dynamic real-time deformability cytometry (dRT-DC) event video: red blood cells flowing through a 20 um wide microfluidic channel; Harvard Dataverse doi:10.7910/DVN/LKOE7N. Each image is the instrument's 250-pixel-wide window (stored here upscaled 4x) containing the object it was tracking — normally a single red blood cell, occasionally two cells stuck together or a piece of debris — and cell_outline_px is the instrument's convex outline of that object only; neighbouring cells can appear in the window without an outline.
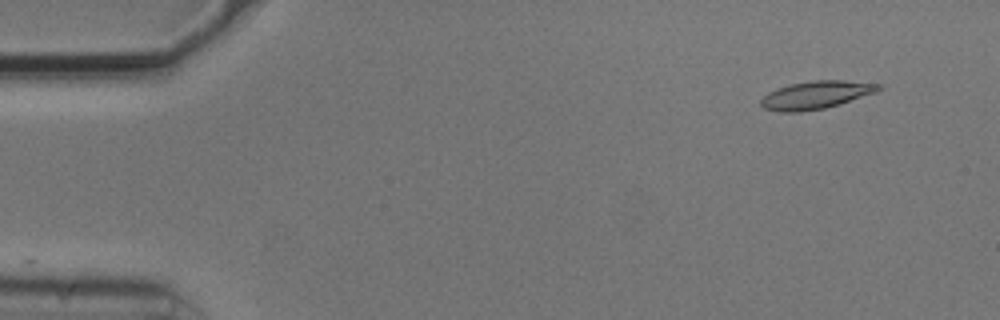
{"species": "common noctule bat (a hibernating species)", "species_latin": "Nyctalus noctula", "temperature_condition": "cold", "stored_images_in_passage": 50, "camera_frame_rate_fps": 3000, "um_per_image_px": 0.085, "animal": {"sex": "male", "body_mass_g": 20.5, "forearm_length_mm": 52.5}, "frame": {"image": 1, "passage_image": 1, "time_ms": 0.0, "image_size_px": [1000, 320], "cell_outline_px": [[884, 88], [876, 92], [824, 108], [800, 112], [780, 112], [764, 108], [760, 104], [760, 100], [768, 92], [776, 88], [788, 84], [812, 80], [844, 80], [884, 84]], "centroid_in_image_um": [69.35, 8.05], "position_along_channel_um": 15.6, "area_um2": 19.19}}
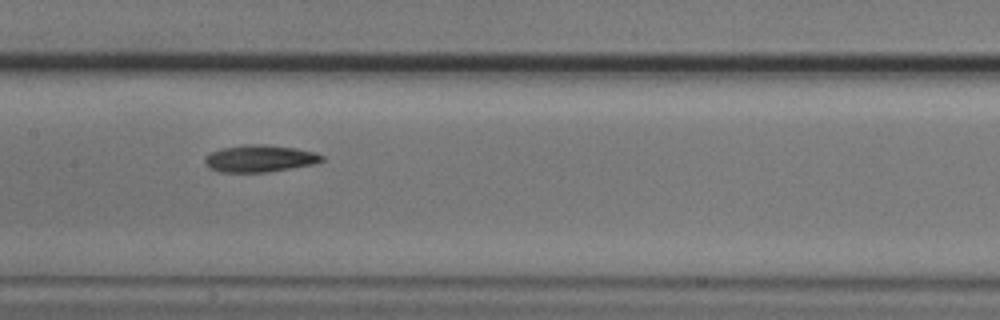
{"frame": {"image": 2, "passage_image": 23, "time_ms": 7.333, "image_size_px": [1000, 320], "cell_outline_px": [[324, 160], [312, 164], [268, 172], [220, 172], [208, 168], [204, 164], [204, 156], [220, 148], [248, 144], [264, 144], [296, 148], [316, 152], [324, 156]], "centroid_in_image_um": [22.04, 13.47], "position_along_channel_um": 185.4, "area_um2": 18.55}}
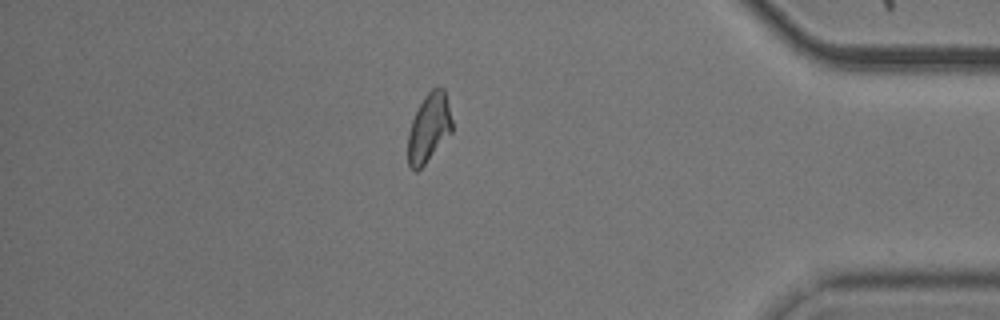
{"frame": {"image": 3, "passage_image": 43, "time_ms": 14.0, "image_size_px": [1000, 320], "cell_outline_px": [[452, 132], [424, 164], [416, 172], [408, 164], [408, 132], [412, 120], [424, 96], [436, 84], [444, 88], [452, 120]], "centroid_in_image_um": [36.46, 10.83], "position_along_channel_um": 398.7, "area_um2": 17.57}, "authors_computed_cell_mechanics": {"area_um2": 18.2359, "velocity_mm_per_s": 3.7268, "shape_relaxation_time_tau1_ms": 10.7788, "shape_relaxation_time_tau2_ms": 8.4183, "deformation_change_tau1": 0.2284, "deformation_change_tau2": 0.1645}}